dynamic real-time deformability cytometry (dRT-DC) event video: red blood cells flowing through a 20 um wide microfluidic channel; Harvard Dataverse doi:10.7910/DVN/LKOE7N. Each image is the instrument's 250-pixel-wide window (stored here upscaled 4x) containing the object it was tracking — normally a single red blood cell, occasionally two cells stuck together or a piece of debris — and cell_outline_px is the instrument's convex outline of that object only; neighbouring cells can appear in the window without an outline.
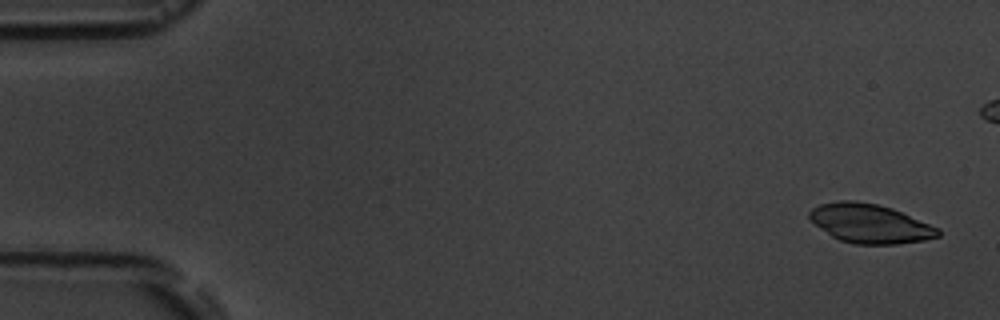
{"species": "common noctule bat (a hibernating species)", "species_latin": "Nyctalus noctula", "temperature_condition": "room temperature", "stored_images_in_passage": 7, "camera_frame_rate_fps": 3000, "um_per_image_px": 0.085, "animal": {"sex": "male", "body_mass_g": 19.5, "forearm_length_mm": 54.6}, "frame": {"image": 1, "passage_image": 1, "time_ms": 0.0, "image_size_px": [1000, 320], "cell_outline_px": [[940, 236], [924, 240], [896, 244], [856, 244], [840, 240], [832, 236], [820, 228], [808, 216], [808, 212], [812, 208], [820, 204], [840, 200], [856, 200], [876, 204], [892, 208], [940, 228]], "centroid_in_image_um": [73.96, 18.99], "position_along_channel_um": 11.0, "area_um2": 29.19}}
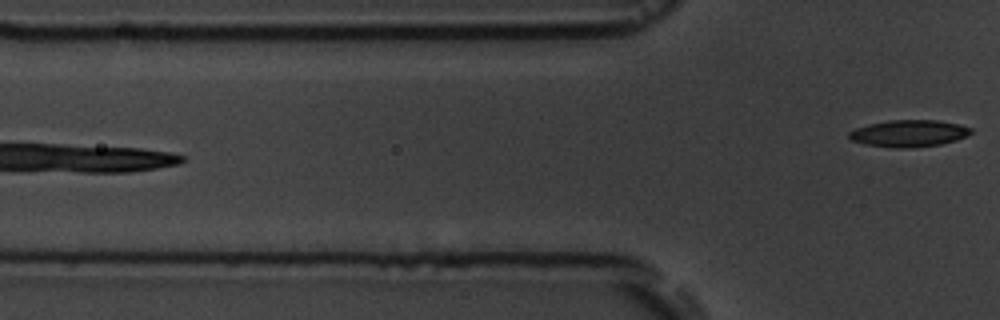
{"frame": {"image": 2, "passage_image": 7, "time_ms": 6.667, "image_size_px": [1000, 320], "cell_outline_px": [[972, 132], [968, 136], [956, 140], [940, 144], [912, 148], [896, 148], [864, 144], [848, 140], [848, 132], [856, 128], [868, 124], [888, 120], [936, 120], [956, 124], [972, 128]], "centroid_in_image_um": [77.21, 11.34], "position_along_channel_um": 48.6, "area_um2": 19.19}}